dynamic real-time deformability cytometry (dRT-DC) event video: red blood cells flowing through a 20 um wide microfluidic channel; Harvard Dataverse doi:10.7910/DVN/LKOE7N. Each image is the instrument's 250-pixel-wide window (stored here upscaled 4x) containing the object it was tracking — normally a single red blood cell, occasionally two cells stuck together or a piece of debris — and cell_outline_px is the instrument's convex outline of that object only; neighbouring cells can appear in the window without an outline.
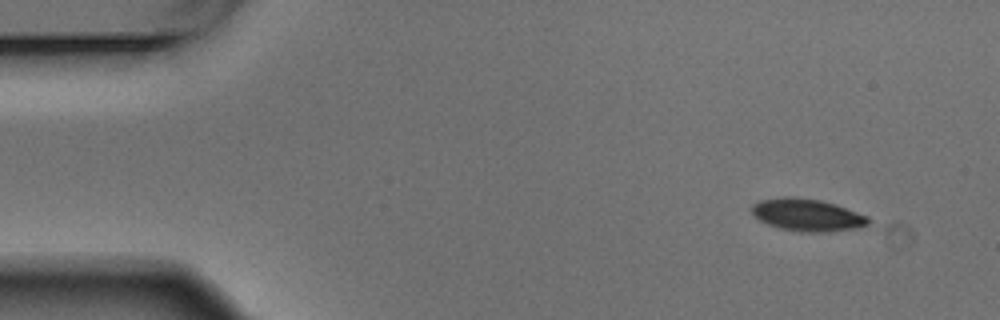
{"species": "Egyptian fruit bat (a non-hibernating species)", "species_latin": "Rousettus aegyptiacus", "temperature_condition": "warm", "stored_images_in_passage": 4, "camera_frame_rate_fps": 3000, "um_per_image_px": 0.085, "animal": {"sex": "male"}, "frame": {"image": 1, "passage_image": 1, "time_ms": 0.0, "image_size_px": [1000, 320], "cell_outline_px": [[872, 220], [868, 224], [856, 228], [824, 232], [800, 232], [780, 228], [768, 224], [760, 220], [752, 212], [752, 204], [760, 200], [784, 196], [796, 196], [820, 200], [836, 204], [868, 216]], "centroid_in_image_um": [68.63, 18.26], "position_along_channel_um": 16.4, "area_um2": 22.02}}
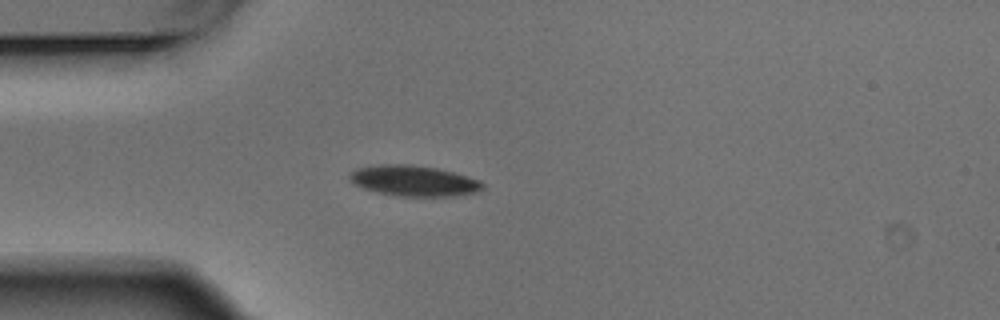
{"frame": {"image": 2, "passage_image": 4, "time_ms": 1.0, "image_size_px": [1000, 320], "cell_outline_px": [[484, 188], [476, 192], [456, 196], [400, 196], [376, 192], [352, 184], [348, 180], [348, 176], [356, 168], [380, 164], [412, 164], [436, 168], [468, 176], [480, 180], [484, 184]], "centroid_in_image_um": [35.15, 15.36], "position_along_channel_um": 49.8, "area_um2": 23.93}}